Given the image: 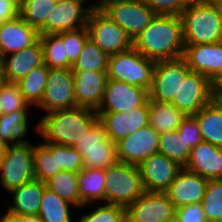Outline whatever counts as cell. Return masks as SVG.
<instances>
[{
	"instance_id": "6da1fadb",
	"label": "cell",
	"mask_w": 222,
	"mask_h": 222,
	"mask_svg": "<svg viewBox=\"0 0 222 222\" xmlns=\"http://www.w3.org/2000/svg\"><path fill=\"white\" fill-rule=\"evenodd\" d=\"M133 47L154 62L182 57L185 44L181 16L156 15L133 40Z\"/></svg>"
},
{
	"instance_id": "7a4b0ae2",
	"label": "cell",
	"mask_w": 222,
	"mask_h": 222,
	"mask_svg": "<svg viewBox=\"0 0 222 222\" xmlns=\"http://www.w3.org/2000/svg\"><path fill=\"white\" fill-rule=\"evenodd\" d=\"M98 121L95 110L77 106L46 113L35 128L44 143L76 147Z\"/></svg>"
},
{
	"instance_id": "3957f363",
	"label": "cell",
	"mask_w": 222,
	"mask_h": 222,
	"mask_svg": "<svg viewBox=\"0 0 222 222\" xmlns=\"http://www.w3.org/2000/svg\"><path fill=\"white\" fill-rule=\"evenodd\" d=\"M181 19L185 46L222 41V19L209 0L191 1Z\"/></svg>"
},
{
	"instance_id": "277c9868",
	"label": "cell",
	"mask_w": 222,
	"mask_h": 222,
	"mask_svg": "<svg viewBox=\"0 0 222 222\" xmlns=\"http://www.w3.org/2000/svg\"><path fill=\"white\" fill-rule=\"evenodd\" d=\"M105 203L127 208L144 192L138 165L117 161L105 169Z\"/></svg>"
},
{
	"instance_id": "5b68a950",
	"label": "cell",
	"mask_w": 222,
	"mask_h": 222,
	"mask_svg": "<svg viewBox=\"0 0 222 222\" xmlns=\"http://www.w3.org/2000/svg\"><path fill=\"white\" fill-rule=\"evenodd\" d=\"M154 67V61L132 47L127 51L109 56L107 76L108 79L150 90Z\"/></svg>"
},
{
	"instance_id": "8992f818",
	"label": "cell",
	"mask_w": 222,
	"mask_h": 222,
	"mask_svg": "<svg viewBox=\"0 0 222 222\" xmlns=\"http://www.w3.org/2000/svg\"><path fill=\"white\" fill-rule=\"evenodd\" d=\"M35 178L33 144L18 143L1 149L0 185L6 191Z\"/></svg>"
},
{
	"instance_id": "52a82bcc",
	"label": "cell",
	"mask_w": 222,
	"mask_h": 222,
	"mask_svg": "<svg viewBox=\"0 0 222 222\" xmlns=\"http://www.w3.org/2000/svg\"><path fill=\"white\" fill-rule=\"evenodd\" d=\"M86 28L91 39L108 56L127 51L133 47L128 34L100 8H93Z\"/></svg>"
},
{
	"instance_id": "ba28073f",
	"label": "cell",
	"mask_w": 222,
	"mask_h": 222,
	"mask_svg": "<svg viewBox=\"0 0 222 222\" xmlns=\"http://www.w3.org/2000/svg\"><path fill=\"white\" fill-rule=\"evenodd\" d=\"M100 9L135 40L156 14L144 0H108Z\"/></svg>"
},
{
	"instance_id": "9c48e42d",
	"label": "cell",
	"mask_w": 222,
	"mask_h": 222,
	"mask_svg": "<svg viewBox=\"0 0 222 222\" xmlns=\"http://www.w3.org/2000/svg\"><path fill=\"white\" fill-rule=\"evenodd\" d=\"M83 158L84 168L106 169L115 164L117 159L116 143L98 121L75 147Z\"/></svg>"
},
{
	"instance_id": "30bf717a",
	"label": "cell",
	"mask_w": 222,
	"mask_h": 222,
	"mask_svg": "<svg viewBox=\"0 0 222 222\" xmlns=\"http://www.w3.org/2000/svg\"><path fill=\"white\" fill-rule=\"evenodd\" d=\"M191 72L183 57L155 62L149 99L172 103L178 97L181 81Z\"/></svg>"
},
{
	"instance_id": "8fae6325",
	"label": "cell",
	"mask_w": 222,
	"mask_h": 222,
	"mask_svg": "<svg viewBox=\"0 0 222 222\" xmlns=\"http://www.w3.org/2000/svg\"><path fill=\"white\" fill-rule=\"evenodd\" d=\"M37 107L46 113L77 107L72 69H49L46 88Z\"/></svg>"
},
{
	"instance_id": "7c38bea8",
	"label": "cell",
	"mask_w": 222,
	"mask_h": 222,
	"mask_svg": "<svg viewBox=\"0 0 222 222\" xmlns=\"http://www.w3.org/2000/svg\"><path fill=\"white\" fill-rule=\"evenodd\" d=\"M176 207L166 193L147 192L126 208L130 222H174Z\"/></svg>"
},
{
	"instance_id": "4fadbf2b",
	"label": "cell",
	"mask_w": 222,
	"mask_h": 222,
	"mask_svg": "<svg viewBox=\"0 0 222 222\" xmlns=\"http://www.w3.org/2000/svg\"><path fill=\"white\" fill-rule=\"evenodd\" d=\"M149 100V90L135 85L108 79L103 98L96 112L127 113L131 108L144 105Z\"/></svg>"
},
{
	"instance_id": "5bb4252c",
	"label": "cell",
	"mask_w": 222,
	"mask_h": 222,
	"mask_svg": "<svg viewBox=\"0 0 222 222\" xmlns=\"http://www.w3.org/2000/svg\"><path fill=\"white\" fill-rule=\"evenodd\" d=\"M83 0H63L57 2L47 16L45 34H59L67 31H75L86 27L88 17L93 9Z\"/></svg>"
},
{
	"instance_id": "9a60e30c",
	"label": "cell",
	"mask_w": 222,
	"mask_h": 222,
	"mask_svg": "<svg viewBox=\"0 0 222 222\" xmlns=\"http://www.w3.org/2000/svg\"><path fill=\"white\" fill-rule=\"evenodd\" d=\"M212 101L211 80L200 73L190 72L181 81L178 97L172 104L186 116L196 115L205 105Z\"/></svg>"
},
{
	"instance_id": "2e32d148",
	"label": "cell",
	"mask_w": 222,
	"mask_h": 222,
	"mask_svg": "<svg viewBox=\"0 0 222 222\" xmlns=\"http://www.w3.org/2000/svg\"><path fill=\"white\" fill-rule=\"evenodd\" d=\"M105 127L107 136L117 143L126 136L149 125V100L142 106L131 108L127 113L96 112Z\"/></svg>"
},
{
	"instance_id": "e0dca14e",
	"label": "cell",
	"mask_w": 222,
	"mask_h": 222,
	"mask_svg": "<svg viewBox=\"0 0 222 222\" xmlns=\"http://www.w3.org/2000/svg\"><path fill=\"white\" fill-rule=\"evenodd\" d=\"M158 145L159 133L147 125L116 143L117 159L139 165L152 154L158 153Z\"/></svg>"
},
{
	"instance_id": "ac0fdd59",
	"label": "cell",
	"mask_w": 222,
	"mask_h": 222,
	"mask_svg": "<svg viewBox=\"0 0 222 222\" xmlns=\"http://www.w3.org/2000/svg\"><path fill=\"white\" fill-rule=\"evenodd\" d=\"M144 191L165 193L182 169L161 153L152 154L138 165Z\"/></svg>"
},
{
	"instance_id": "d6986e66",
	"label": "cell",
	"mask_w": 222,
	"mask_h": 222,
	"mask_svg": "<svg viewBox=\"0 0 222 222\" xmlns=\"http://www.w3.org/2000/svg\"><path fill=\"white\" fill-rule=\"evenodd\" d=\"M182 57L192 72L205 75L211 81L222 73V41L185 46Z\"/></svg>"
},
{
	"instance_id": "ffe728a7",
	"label": "cell",
	"mask_w": 222,
	"mask_h": 222,
	"mask_svg": "<svg viewBox=\"0 0 222 222\" xmlns=\"http://www.w3.org/2000/svg\"><path fill=\"white\" fill-rule=\"evenodd\" d=\"M74 76V95L78 107L97 110L101 104L107 72L72 71Z\"/></svg>"
},
{
	"instance_id": "44dd1931",
	"label": "cell",
	"mask_w": 222,
	"mask_h": 222,
	"mask_svg": "<svg viewBox=\"0 0 222 222\" xmlns=\"http://www.w3.org/2000/svg\"><path fill=\"white\" fill-rule=\"evenodd\" d=\"M208 179L182 168L165 192L176 208L202 202Z\"/></svg>"
},
{
	"instance_id": "7402d4cb",
	"label": "cell",
	"mask_w": 222,
	"mask_h": 222,
	"mask_svg": "<svg viewBox=\"0 0 222 222\" xmlns=\"http://www.w3.org/2000/svg\"><path fill=\"white\" fill-rule=\"evenodd\" d=\"M205 179H222V147L201 141L190 151L184 168Z\"/></svg>"
},
{
	"instance_id": "603a6c76",
	"label": "cell",
	"mask_w": 222,
	"mask_h": 222,
	"mask_svg": "<svg viewBox=\"0 0 222 222\" xmlns=\"http://www.w3.org/2000/svg\"><path fill=\"white\" fill-rule=\"evenodd\" d=\"M39 32L28 25L19 15L0 26V55L18 52L39 39Z\"/></svg>"
},
{
	"instance_id": "cb8c5ba5",
	"label": "cell",
	"mask_w": 222,
	"mask_h": 222,
	"mask_svg": "<svg viewBox=\"0 0 222 222\" xmlns=\"http://www.w3.org/2000/svg\"><path fill=\"white\" fill-rule=\"evenodd\" d=\"M9 55L4 56L9 82H18L31 70L44 64L43 48L39 39L29 47Z\"/></svg>"
},
{
	"instance_id": "d4e9b609",
	"label": "cell",
	"mask_w": 222,
	"mask_h": 222,
	"mask_svg": "<svg viewBox=\"0 0 222 222\" xmlns=\"http://www.w3.org/2000/svg\"><path fill=\"white\" fill-rule=\"evenodd\" d=\"M45 187L44 182L34 179L11 189L8 193L13 195V202L11 205L8 204L5 214L37 216Z\"/></svg>"
},
{
	"instance_id": "484cf974",
	"label": "cell",
	"mask_w": 222,
	"mask_h": 222,
	"mask_svg": "<svg viewBox=\"0 0 222 222\" xmlns=\"http://www.w3.org/2000/svg\"><path fill=\"white\" fill-rule=\"evenodd\" d=\"M28 110H17L0 116V148L18 143H29L24 139L28 130ZM23 138V139H22Z\"/></svg>"
},
{
	"instance_id": "4316f807",
	"label": "cell",
	"mask_w": 222,
	"mask_h": 222,
	"mask_svg": "<svg viewBox=\"0 0 222 222\" xmlns=\"http://www.w3.org/2000/svg\"><path fill=\"white\" fill-rule=\"evenodd\" d=\"M105 170L99 168H84L78 173V192L82 208L94 202L105 203Z\"/></svg>"
},
{
	"instance_id": "83f0119b",
	"label": "cell",
	"mask_w": 222,
	"mask_h": 222,
	"mask_svg": "<svg viewBox=\"0 0 222 222\" xmlns=\"http://www.w3.org/2000/svg\"><path fill=\"white\" fill-rule=\"evenodd\" d=\"M185 117L172 103L149 99V125L159 134L177 130Z\"/></svg>"
},
{
	"instance_id": "f1b7e54d",
	"label": "cell",
	"mask_w": 222,
	"mask_h": 222,
	"mask_svg": "<svg viewBox=\"0 0 222 222\" xmlns=\"http://www.w3.org/2000/svg\"><path fill=\"white\" fill-rule=\"evenodd\" d=\"M202 140L222 147V111L209 102L196 115Z\"/></svg>"
},
{
	"instance_id": "f546056e",
	"label": "cell",
	"mask_w": 222,
	"mask_h": 222,
	"mask_svg": "<svg viewBox=\"0 0 222 222\" xmlns=\"http://www.w3.org/2000/svg\"><path fill=\"white\" fill-rule=\"evenodd\" d=\"M33 160L35 178L41 182L47 181L62 171L57 161V144L33 145Z\"/></svg>"
},
{
	"instance_id": "4dcf8cb0",
	"label": "cell",
	"mask_w": 222,
	"mask_h": 222,
	"mask_svg": "<svg viewBox=\"0 0 222 222\" xmlns=\"http://www.w3.org/2000/svg\"><path fill=\"white\" fill-rule=\"evenodd\" d=\"M49 67L45 64L31 70L16 82L25 101L30 106H37L43 97L48 80Z\"/></svg>"
},
{
	"instance_id": "1f68e13d",
	"label": "cell",
	"mask_w": 222,
	"mask_h": 222,
	"mask_svg": "<svg viewBox=\"0 0 222 222\" xmlns=\"http://www.w3.org/2000/svg\"><path fill=\"white\" fill-rule=\"evenodd\" d=\"M70 205L55 192L45 187L38 216L43 222H75L71 218Z\"/></svg>"
},
{
	"instance_id": "d6a6232c",
	"label": "cell",
	"mask_w": 222,
	"mask_h": 222,
	"mask_svg": "<svg viewBox=\"0 0 222 222\" xmlns=\"http://www.w3.org/2000/svg\"><path fill=\"white\" fill-rule=\"evenodd\" d=\"M44 183L48 189L70 203L71 206L82 209V201L78 192V173L62 170Z\"/></svg>"
},
{
	"instance_id": "836d02e7",
	"label": "cell",
	"mask_w": 222,
	"mask_h": 222,
	"mask_svg": "<svg viewBox=\"0 0 222 222\" xmlns=\"http://www.w3.org/2000/svg\"><path fill=\"white\" fill-rule=\"evenodd\" d=\"M190 151L177 130L159 134L158 153L165 155L181 168H185Z\"/></svg>"
},
{
	"instance_id": "e575fe53",
	"label": "cell",
	"mask_w": 222,
	"mask_h": 222,
	"mask_svg": "<svg viewBox=\"0 0 222 222\" xmlns=\"http://www.w3.org/2000/svg\"><path fill=\"white\" fill-rule=\"evenodd\" d=\"M56 3L55 0H23L20 7V16L40 35H44L47 16Z\"/></svg>"
},
{
	"instance_id": "d590c367",
	"label": "cell",
	"mask_w": 222,
	"mask_h": 222,
	"mask_svg": "<svg viewBox=\"0 0 222 222\" xmlns=\"http://www.w3.org/2000/svg\"><path fill=\"white\" fill-rule=\"evenodd\" d=\"M109 56L104 53L91 39H88L84 48L72 65V71L85 70L88 72H107Z\"/></svg>"
},
{
	"instance_id": "8d00e7d4",
	"label": "cell",
	"mask_w": 222,
	"mask_h": 222,
	"mask_svg": "<svg viewBox=\"0 0 222 222\" xmlns=\"http://www.w3.org/2000/svg\"><path fill=\"white\" fill-rule=\"evenodd\" d=\"M43 48L44 64L50 69H71L72 65L65 56L62 40L56 34L39 35Z\"/></svg>"
},
{
	"instance_id": "74e56055",
	"label": "cell",
	"mask_w": 222,
	"mask_h": 222,
	"mask_svg": "<svg viewBox=\"0 0 222 222\" xmlns=\"http://www.w3.org/2000/svg\"><path fill=\"white\" fill-rule=\"evenodd\" d=\"M201 203L208 222H222V179L208 181Z\"/></svg>"
},
{
	"instance_id": "f35d334b",
	"label": "cell",
	"mask_w": 222,
	"mask_h": 222,
	"mask_svg": "<svg viewBox=\"0 0 222 222\" xmlns=\"http://www.w3.org/2000/svg\"><path fill=\"white\" fill-rule=\"evenodd\" d=\"M94 211L81 216L79 221L75 222H130L126 215V209L112 204H103Z\"/></svg>"
},
{
	"instance_id": "ab89813d",
	"label": "cell",
	"mask_w": 222,
	"mask_h": 222,
	"mask_svg": "<svg viewBox=\"0 0 222 222\" xmlns=\"http://www.w3.org/2000/svg\"><path fill=\"white\" fill-rule=\"evenodd\" d=\"M56 35L63 42L68 62L73 65L81 54L86 41L89 39L87 28L83 27L75 31L62 32Z\"/></svg>"
},
{
	"instance_id": "60d3db41",
	"label": "cell",
	"mask_w": 222,
	"mask_h": 222,
	"mask_svg": "<svg viewBox=\"0 0 222 222\" xmlns=\"http://www.w3.org/2000/svg\"><path fill=\"white\" fill-rule=\"evenodd\" d=\"M0 105L2 114L17 110H28L31 107L24 99L17 83L8 82L0 86Z\"/></svg>"
},
{
	"instance_id": "b9f144b4",
	"label": "cell",
	"mask_w": 222,
	"mask_h": 222,
	"mask_svg": "<svg viewBox=\"0 0 222 222\" xmlns=\"http://www.w3.org/2000/svg\"><path fill=\"white\" fill-rule=\"evenodd\" d=\"M57 161L63 171L79 173L84 169L83 158L73 146L57 145Z\"/></svg>"
},
{
	"instance_id": "7bdbcfd3",
	"label": "cell",
	"mask_w": 222,
	"mask_h": 222,
	"mask_svg": "<svg viewBox=\"0 0 222 222\" xmlns=\"http://www.w3.org/2000/svg\"><path fill=\"white\" fill-rule=\"evenodd\" d=\"M156 15L181 16L191 0H144Z\"/></svg>"
},
{
	"instance_id": "ee69618b",
	"label": "cell",
	"mask_w": 222,
	"mask_h": 222,
	"mask_svg": "<svg viewBox=\"0 0 222 222\" xmlns=\"http://www.w3.org/2000/svg\"><path fill=\"white\" fill-rule=\"evenodd\" d=\"M177 131L190 150L203 141L197 118L194 115L186 116Z\"/></svg>"
},
{
	"instance_id": "f6af8a7d",
	"label": "cell",
	"mask_w": 222,
	"mask_h": 222,
	"mask_svg": "<svg viewBox=\"0 0 222 222\" xmlns=\"http://www.w3.org/2000/svg\"><path fill=\"white\" fill-rule=\"evenodd\" d=\"M174 222H208L201 202L187 204L176 209Z\"/></svg>"
},
{
	"instance_id": "bcb514c9",
	"label": "cell",
	"mask_w": 222,
	"mask_h": 222,
	"mask_svg": "<svg viewBox=\"0 0 222 222\" xmlns=\"http://www.w3.org/2000/svg\"><path fill=\"white\" fill-rule=\"evenodd\" d=\"M20 15V8L10 0H0V21L5 22Z\"/></svg>"
},
{
	"instance_id": "7dc6e473",
	"label": "cell",
	"mask_w": 222,
	"mask_h": 222,
	"mask_svg": "<svg viewBox=\"0 0 222 222\" xmlns=\"http://www.w3.org/2000/svg\"><path fill=\"white\" fill-rule=\"evenodd\" d=\"M4 222H43V220L38 215L4 214Z\"/></svg>"
},
{
	"instance_id": "c3c4849f",
	"label": "cell",
	"mask_w": 222,
	"mask_h": 222,
	"mask_svg": "<svg viewBox=\"0 0 222 222\" xmlns=\"http://www.w3.org/2000/svg\"><path fill=\"white\" fill-rule=\"evenodd\" d=\"M9 82L4 57L0 55V86Z\"/></svg>"
},
{
	"instance_id": "681fc988",
	"label": "cell",
	"mask_w": 222,
	"mask_h": 222,
	"mask_svg": "<svg viewBox=\"0 0 222 222\" xmlns=\"http://www.w3.org/2000/svg\"><path fill=\"white\" fill-rule=\"evenodd\" d=\"M212 92H222V73L215 77L212 81Z\"/></svg>"
},
{
	"instance_id": "f907efd6",
	"label": "cell",
	"mask_w": 222,
	"mask_h": 222,
	"mask_svg": "<svg viewBox=\"0 0 222 222\" xmlns=\"http://www.w3.org/2000/svg\"><path fill=\"white\" fill-rule=\"evenodd\" d=\"M212 101L222 111V92H212Z\"/></svg>"
},
{
	"instance_id": "816d5d0a",
	"label": "cell",
	"mask_w": 222,
	"mask_h": 222,
	"mask_svg": "<svg viewBox=\"0 0 222 222\" xmlns=\"http://www.w3.org/2000/svg\"><path fill=\"white\" fill-rule=\"evenodd\" d=\"M215 7L217 14L222 19V0H209Z\"/></svg>"
},
{
	"instance_id": "f5cc1de1",
	"label": "cell",
	"mask_w": 222,
	"mask_h": 222,
	"mask_svg": "<svg viewBox=\"0 0 222 222\" xmlns=\"http://www.w3.org/2000/svg\"><path fill=\"white\" fill-rule=\"evenodd\" d=\"M106 1H108V0H99V2H97V4L92 3L91 7L92 8H100Z\"/></svg>"
},
{
	"instance_id": "db71d44e",
	"label": "cell",
	"mask_w": 222,
	"mask_h": 222,
	"mask_svg": "<svg viewBox=\"0 0 222 222\" xmlns=\"http://www.w3.org/2000/svg\"><path fill=\"white\" fill-rule=\"evenodd\" d=\"M13 1L19 8L21 7L23 0H10Z\"/></svg>"
},
{
	"instance_id": "11a10c76",
	"label": "cell",
	"mask_w": 222,
	"mask_h": 222,
	"mask_svg": "<svg viewBox=\"0 0 222 222\" xmlns=\"http://www.w3.org/2000/svg\"><path fill=\"white\" fill-rule=\"evenodd\" d=\"M0 222H4V214L0 217Z\"/></svg>"
},
{
	"instance_id": "9f6ffc18",
	"label": "cell",
	"mask_w": 222,
	"mask_h": 222,
	"mask_svg": "<svg viewBox=\"0 0 222 222\" xmlns=\"http://www.w3.org/2000/svg\"><path fill=\"white\" fill-rule=\"evenodd\" d=\"M2 115V106L0 105V116Z\"/></svg>"
}]
</instances>
